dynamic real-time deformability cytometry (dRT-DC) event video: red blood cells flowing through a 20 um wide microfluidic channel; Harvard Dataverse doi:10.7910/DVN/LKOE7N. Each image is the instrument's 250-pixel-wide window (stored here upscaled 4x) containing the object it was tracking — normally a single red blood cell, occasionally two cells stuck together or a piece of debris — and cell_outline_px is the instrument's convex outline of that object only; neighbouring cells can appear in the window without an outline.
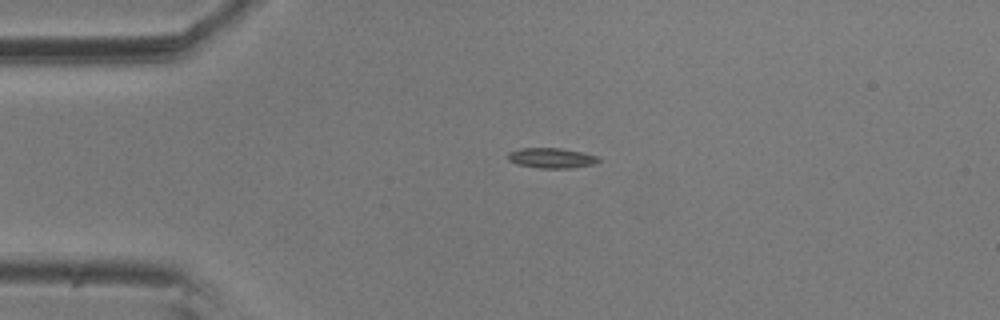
{"species": "common noctule bat (a hibernating species)", "species_latin": "Nyctalus noctula", "temperature_condition": "room temperature", "stored_images_in_passage": 4, "camera_frame_rate_fps": 3000, "um_per_image_px": 0.085, "animal": {"sex": "male", "body_mass_g": 20.5, "forearm_length_mm": 52.5}, "frame": {"image": 1, "passage_image": 3, "time_ms": 0.667, "image_size_px": [1000, 320], "cell_outline_px": [[600, 160], [592, 164], [572, 168], [540, 168], [516, 164], [508, 160], [508, 152], [520, 148], [560, 148], [584, 152], [600, 156]], "centroid_in_image_um": [46.88, 13.42], "position_along_channel_um": 38.1, "area_um2": 10.75}}